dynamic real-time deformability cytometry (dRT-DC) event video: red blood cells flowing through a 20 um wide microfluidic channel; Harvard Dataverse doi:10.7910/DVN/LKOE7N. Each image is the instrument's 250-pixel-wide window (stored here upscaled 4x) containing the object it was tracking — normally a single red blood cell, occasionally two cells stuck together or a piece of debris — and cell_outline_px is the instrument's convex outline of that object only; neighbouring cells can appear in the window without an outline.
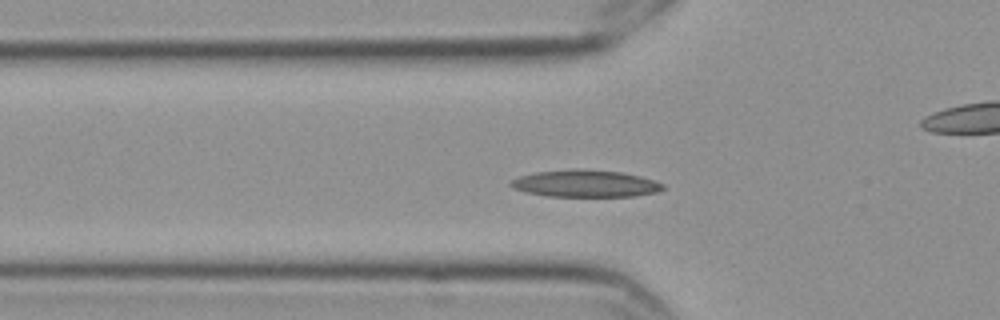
{"species": "Egyptian fruit bat (a non-hibernating species)", "species_latin": "Rousettus aegyptiacus", "temperature_condition": "cold", "stored_images_in_passage": 51, "camera_frame_rate_fps": 3000, "um_per_image_px": 0.085, "frame": {"image": 1, "passage_image": 12, "time_ms": 3.667, "image_size_px": [1000, 320], "cell_outline_px": [[668, 188], [656, 192], [636, 196], [548, 196], [528, 192], [512, 188], [508, 184], [512, 180], [520, 176], [536, 172], [572, 168], [576, 168], [624, 172], [640, 176], [664, 184]], "centroid_in_image_um": [49.78, 15.59], "position_along_channel_um": 76.0, "area_um2": 24.1}}
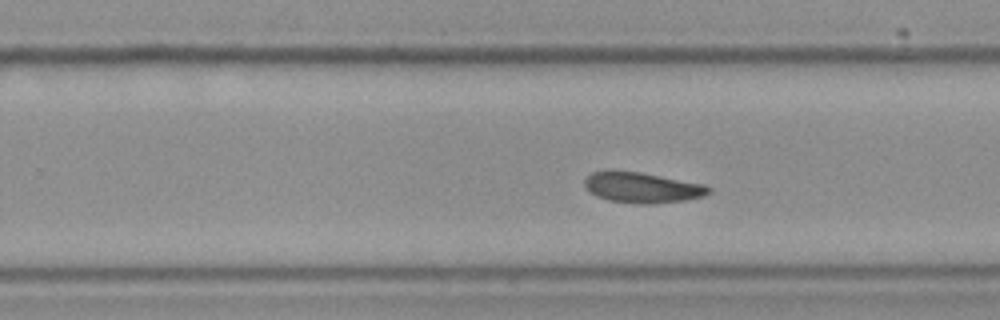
{"frame": {"image": 2, "passage_image": 29, "time_ms": 9.333, "image_size_px": [1000, 320], "cell_outline_px": [[712, 192], [704, 196], [684, 200], [652, 204], [636, 204], [608, 200], [596, 196], [588, 192], [584, 184], [584, 180], [592, 172], [640, 172], [704, 184], [712, 188]], "centroid_in_image_um": [54.61, 15.97], "position_along_channel_um": 275.2, "area_um2": 21.91}}
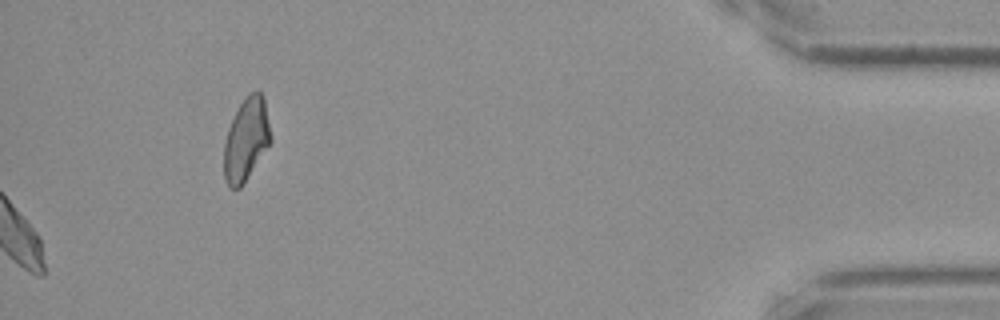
{"frame": {"image": 3, "passage_image": 51, "time_ms": 16.667, "image_size_px": [1000, 320], "cell_outline_px": [[272, 140], [240, 188], [232, 188], [228, 184], [224, 176], [224, 144], [228, 128], [244, 96], [248, 92], [256, 88], [264, 96], [272, 136]], "centroid_in_image_um": [20.95, 11.78], "position_along_channel_um": 414.3, "area_um2": 22.54}, "authors_computed_cell_mechanics": {"area_um2": 22.0796, "velocity_mm_per_s": 3.5082, "shape_relaxation_time_tau1_ms": null, "shape_relaxation_time_tau2_ms": 5.1032, "deformation_change_tau1": null, "deformation_change_tau2": 0.0753}}